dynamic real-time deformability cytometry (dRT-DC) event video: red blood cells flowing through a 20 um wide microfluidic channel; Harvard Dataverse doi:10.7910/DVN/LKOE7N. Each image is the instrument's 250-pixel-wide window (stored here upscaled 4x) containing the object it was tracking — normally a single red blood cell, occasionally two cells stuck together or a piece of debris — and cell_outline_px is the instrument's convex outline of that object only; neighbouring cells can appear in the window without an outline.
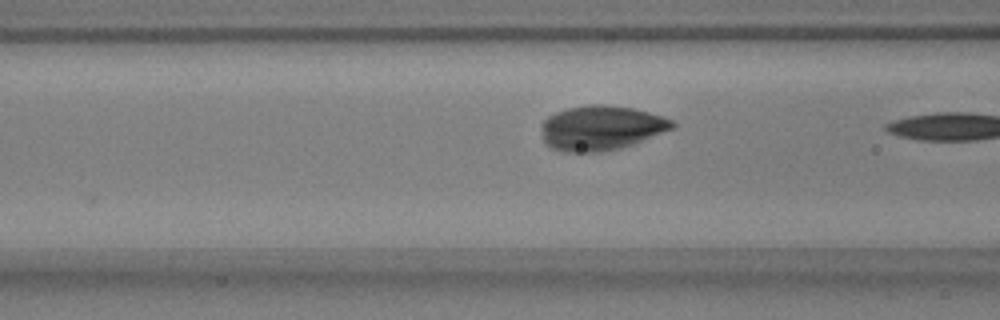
{"species": "common noctule bat (a hibernating species)", "species_latin": "Nyctalus noctula", "temperature_condition": "warm", "stored_images_in_passage": 7, "camera_frame_rate_fps": 3000, "um_per_image_px": 0.085, "animal": {"sex": "male", "body_mass_g": 17.9, "forearm_length_mm": 54.2}, "frame": {"image": 1, "passage_image": 6, "time_ms": 1.667, "image_size_px": [1000, 320], "cell_outline_px": [[676, 128], [632, 144], [620, 148], [600, 152], [564, 152], [552, 148], [544, 144], [540, 124], [548, 116], [556, 112], [568, 108], [592, 104], [604, 104], [632, 108], [648, 112], [672, 120], [676, 124]], "centroid_in_image_um": [51.07, 10.88], "position_along_channel_um": 115.5, "area_um2": 34.16}}